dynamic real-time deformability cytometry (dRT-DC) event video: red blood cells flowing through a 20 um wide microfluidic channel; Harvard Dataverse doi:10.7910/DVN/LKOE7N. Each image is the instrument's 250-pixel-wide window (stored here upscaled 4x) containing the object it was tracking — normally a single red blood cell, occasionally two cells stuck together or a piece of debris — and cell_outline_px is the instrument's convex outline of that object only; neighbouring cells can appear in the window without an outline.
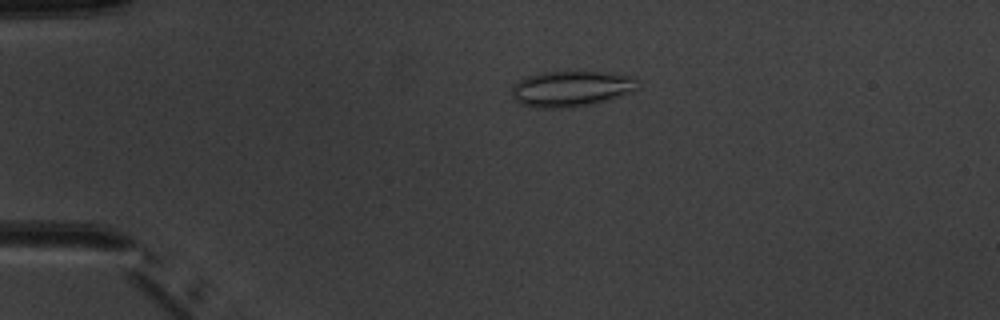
{"species": "common noctule bat (a hibernating species)", "species_latin": "Nyctalus noctula", "temperature_condition": "warm", "stored_images_in_passage": 5, "camera_frame_rate_fps": 3000, "um_per_image_px": 0.085, "animal": {"sex": "male", "body_mass_g": 20.1, "forearm_length_mm": 53.5}, "frame": {"image": 1, "passage_image": 4, "time_ms": 3.667, "image_size_px": [1000, 320], "cell_outline_px": [[636, 88], [632, 92], [604, 100], [588, 104], [560, 108], [532, 108], [520, 104], [512, 96], [512, 88], [520, 80], [528, 76], [544, 72], [604, 72], [636, 76]], "centroid_in_image_um": [48.53, 7.54], "position_along_channel_um": 36.5, "area_um2": 25.84}}